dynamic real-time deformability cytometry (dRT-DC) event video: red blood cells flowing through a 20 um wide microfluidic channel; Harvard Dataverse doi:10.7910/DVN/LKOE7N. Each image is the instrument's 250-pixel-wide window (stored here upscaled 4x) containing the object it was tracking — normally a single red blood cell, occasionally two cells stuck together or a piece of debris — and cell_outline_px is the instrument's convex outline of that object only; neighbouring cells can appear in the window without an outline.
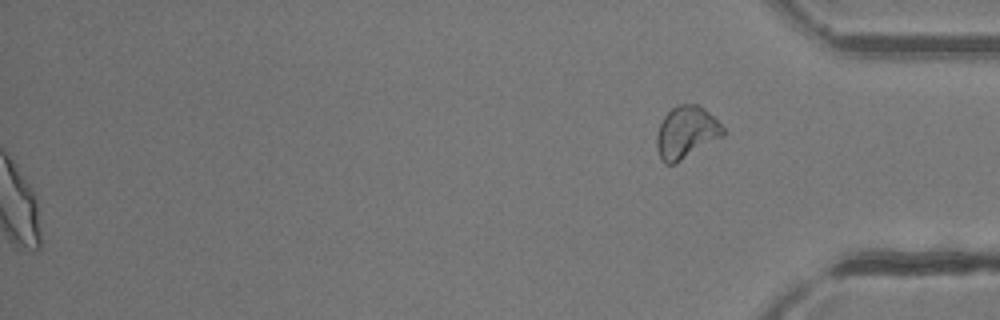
{"species": "common noctule bat (a hibernating species)", "species_latin": "Nyctalus noctula", "temperature_condition": "room temperature", "stored_images_in_passage": 43, "segment_of_instrument_passage": [2, 2], "camera_frame_rate_fps": 3000, "um_per_image_px": 0.085, "animal": {"sex": "female"}, "frame": {"image": 1, "passage_image": 43, "time_ms": 14.0, "image_size_px": [1000, 320], "cell_outline_px": [[724, 136], [676, 164], [664, 164], [660, 160], [656, 148], [656, 136], [660, 124], [664, 116], [672, 108], [680, 104], [700, 104], [724, 128]], "centroid_in_image_um": [58.31, 11.28], "position_along_channel_um": 376.9, "area_um2": 20.4}}